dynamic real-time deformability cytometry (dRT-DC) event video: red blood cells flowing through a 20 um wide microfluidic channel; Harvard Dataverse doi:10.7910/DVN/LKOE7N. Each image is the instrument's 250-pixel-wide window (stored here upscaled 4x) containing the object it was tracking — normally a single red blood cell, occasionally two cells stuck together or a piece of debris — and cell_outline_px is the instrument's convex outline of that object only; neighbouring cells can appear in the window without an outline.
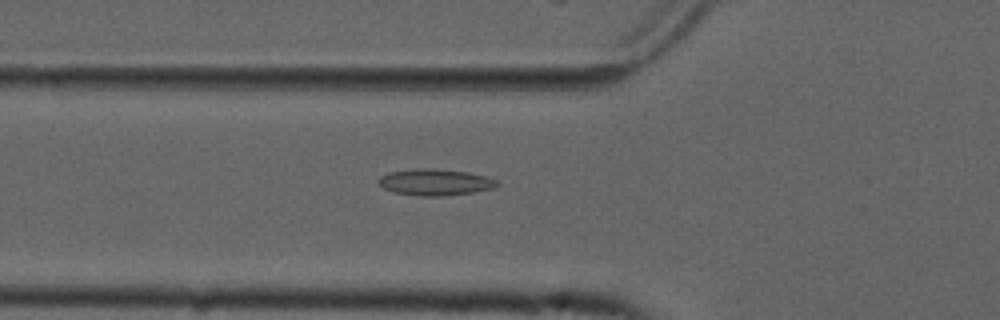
{"species": "common noctule bat (a hibernating species)", "species_latin": "Nyctalus noctula", "temperature_condition": "cold", "stored_images_in_passage": 55, "camera_frame_rate_fps": 3000, "um_per_image_px": 0.085, "animal": {"sex": "male", "forearm_length_mm": 52.5}, "frame": {"image": 1, "passage_image": 20, "time_ms": 6.333, "image_size_px": [1000, 320], "cell_outline_px": [[500, 184], [492, 188], [472, 192], [440, 196], [420, 196], [392, 192], [384, 188], [376, 180], [380, 176], [388, 172], [416, 168], [432, 168], [468, 172], [484, 176], [496, 180]], "centroid_in_image_um": [36.93, 15.48], "position_along_channel_um": 88.9, "area_um2": 18.21}}
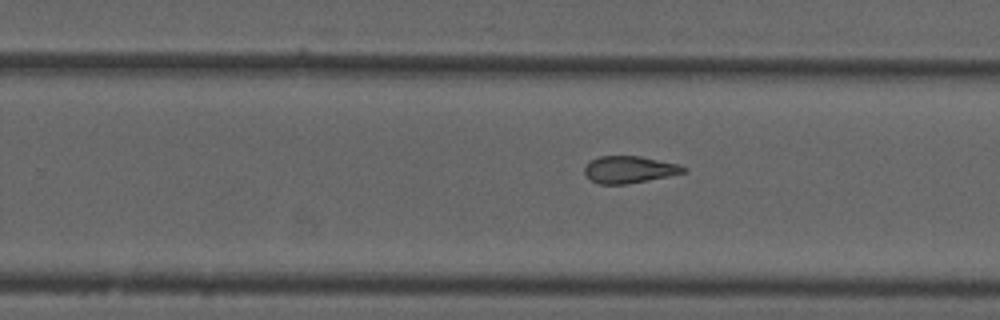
{"frame": {"image": 2, "passage_image": 35, "time_ms": 11.333, "image_size_px": [1000, 320], "cell_outline_px": [[688, 168], [684, 172], [668, 176], [648, 180], [624, 184], [600, 184], [592, 180], [584, 172], [584, 168], [592, 160], [600, 156], [640, 156], [680, 164]], "centroid_in_image_um": [53.52, 14.4], "position_along_channel_um": 276.3, "area_um2": 15.37}}
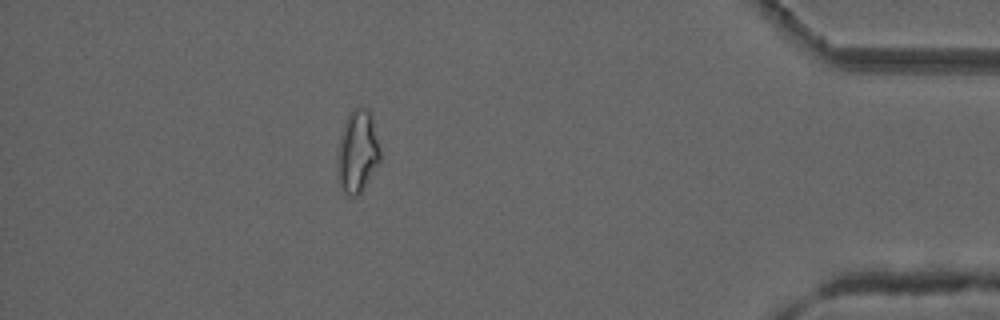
{"frame": {"image": 3, "passage_image": 49, "time_ms": 16.0, "image_size_px": [1000, 320], "cell_outline_px": [[380, 160], [360, 192], [356, 196], [348, 196], [340, 188], [336, 176], [336, 156], [340, 136], [344, 120], [348, 112], [356, 108], [364, 108], [372, 116], [380, 152]], "centroid_in_image_um": [30.32, 12.9], "position_along_channel_um": 404.9, "area_um2": 20.63}, "authors_computed_cell_mechanics": {"area_um2": 17.1666, "velocity_mm_per_s": 3.7461, "shape_relaxation_time_tau1_ms": null, "shape_relaxation_time_tau2_ms": 8.4965, "deformation_change_tau1": null, "deformation_change_tau2": 0.1551}}